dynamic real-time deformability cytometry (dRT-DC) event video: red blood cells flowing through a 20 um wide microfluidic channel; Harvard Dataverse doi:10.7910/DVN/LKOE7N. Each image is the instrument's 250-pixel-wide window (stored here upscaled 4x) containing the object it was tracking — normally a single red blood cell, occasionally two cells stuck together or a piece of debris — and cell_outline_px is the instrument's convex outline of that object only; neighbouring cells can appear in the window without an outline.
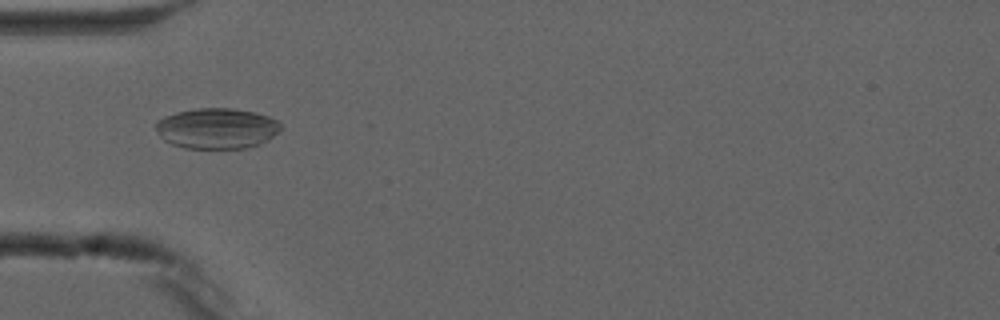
{"species": "common noctule bat (a hibernating species)", "species_latin": "Nyctalus noctula", "temperature_condition": "cold", "stored_images_in_passage": 3, "camera_frame_rate_fps": 3000, "um_per_image_px": 0.085, "animal": {"sex": "male", "forearm_length_mm": 52.5}, "frame": {"image": 1, "passage_image": 3, "time_ms": 2.333, "image_size_px": [1000, 320], "cell_outline_px": [[280, 132], [268, 140], [260, 144], [244, 148], [184, 148], [172, 144], [164, 140], [156, 132], [152, 124], [156, 120], [164, 116], [176, 112], [196, 108], [232, 108], [256, 112], [268, 116], [276, 120], [280, 124]], "centroid_in_image_um": [18.39, 10.9], "position_along_channel_um": 66.6, "area_um2": 29.94}}